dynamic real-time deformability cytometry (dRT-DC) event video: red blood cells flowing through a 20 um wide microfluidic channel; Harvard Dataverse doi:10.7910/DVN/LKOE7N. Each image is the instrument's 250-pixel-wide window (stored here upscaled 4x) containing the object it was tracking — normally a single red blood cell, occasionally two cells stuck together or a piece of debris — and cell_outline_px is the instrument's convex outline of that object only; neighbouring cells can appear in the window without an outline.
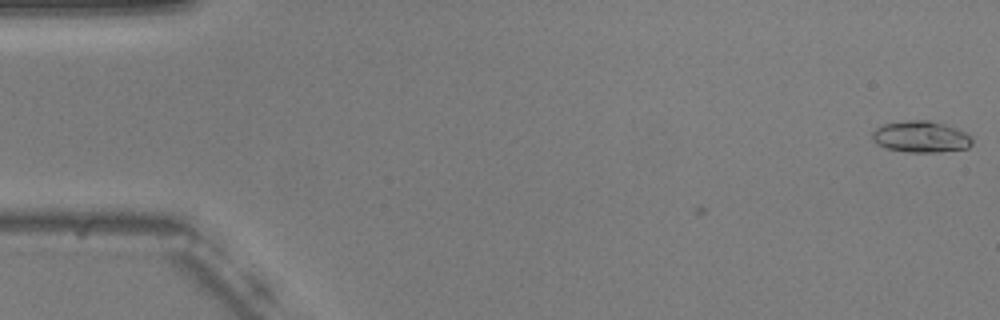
{"species": "common noctule bat (a hibernating species)", "species_latin": "Nyctalus noctula", "temperature_condition": "warm", "stored_images_in_passage": 3, "camera_frame_rate_fps": 3000, "um_per_image_px": 0.085, "animal": {"sex": "male", "body_mass_g": 20.5, "forearm_length_mm": 52.5}, "frame": {"image": 1, "passage_image": 3, "time_ms": 0.667, "image_size_px": [1000, 320], "cell_outline_px": [[972, 144], [968, 148], [940, 152], [908, 152], [884, 148], [876, 144], [872, 140], [872, 132], [876, 128], [884, 124], [908, 120], [928, 120], [944, 124], [956, 128], [972, 136]], "centroid_in_image_um": [78.26, 11.63], "position_along_channel_um": 6.7, "area_um2": 18.44}}